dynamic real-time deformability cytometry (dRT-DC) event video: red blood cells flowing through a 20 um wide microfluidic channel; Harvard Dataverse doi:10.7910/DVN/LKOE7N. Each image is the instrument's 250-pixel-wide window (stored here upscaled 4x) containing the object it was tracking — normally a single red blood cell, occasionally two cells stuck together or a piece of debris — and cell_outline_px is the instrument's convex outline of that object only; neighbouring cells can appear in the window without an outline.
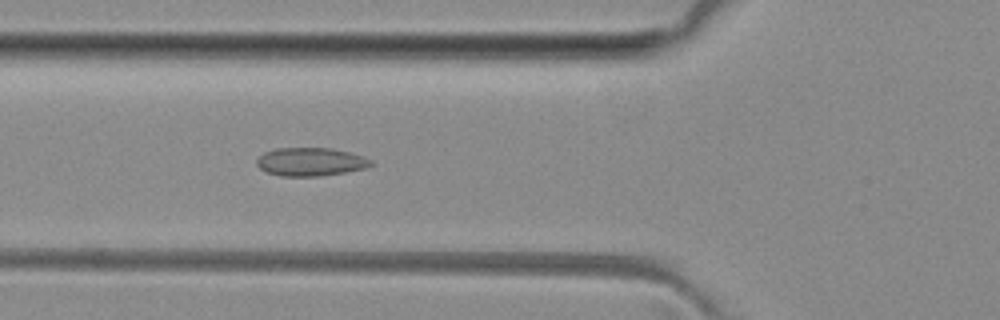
{"species": "common noctule bat (a hibernating species)", "species_latin": "Nyctalus noctula", "temperature_condition": "room temperature", "stored_images_in_passage": 4, "camera_frame_rate_fps": 3000, "um_per_image_px": 0.085, "animal": {"sex": "female", "body_mass_g": 29.2, "forearm_length_mm": 56.3}, "frame": {"image": 1, "passage_image": 4, "time_ms": 3.333, "image_size_px": [1000, 320], "cell_outline_px": [[372, 164], [364, 168], [344, 172], [320, 176], [280, 176], [268, 172], [260, 168], [256, 164], [256, 160], [264, 152], [276, 148], [332, 148], [348, 152], [372, 160]], "centroid_in_image_um": [26.35, 13.75], "position_along_channel_um": 99.4, "area_um2": 18.61}}